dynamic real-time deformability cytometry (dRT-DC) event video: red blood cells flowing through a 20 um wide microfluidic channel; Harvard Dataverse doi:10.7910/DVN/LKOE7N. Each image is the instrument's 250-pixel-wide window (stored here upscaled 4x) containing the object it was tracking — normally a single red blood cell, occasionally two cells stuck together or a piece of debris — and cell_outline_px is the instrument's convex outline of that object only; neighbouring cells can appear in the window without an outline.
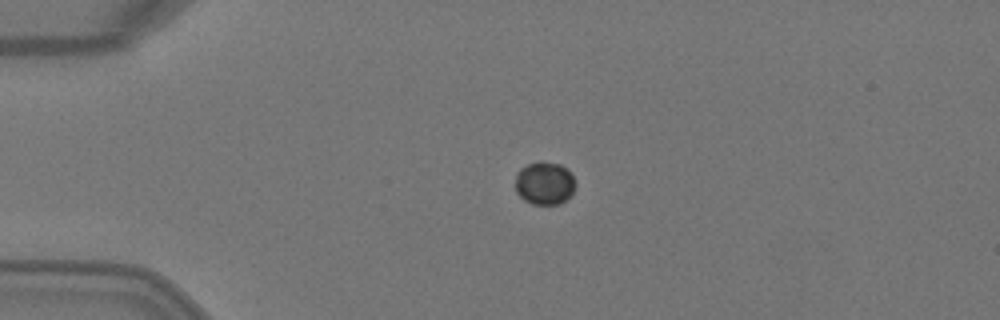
{"species": "Egyptian fruit bat (a non-hibernating species)", "species_latin": "Rousettus aegyptiacus", "temperature_condition": "warm", "stored_images_in_passage": 2, "camera_frame_rate_fps": 3000, "um_per_image_px": 0.085, "animal": {"sex": "female"}, "frame": {"image": 1, "passage_image": 1, "time_ms": 0.0, "image_size_px": [1000, 320], "cell_outline_px": [[576, 184], [572, 192], [560, 204], [532, 204], [524, 200], [516, 192], [516, 176], [520, 168], [528, 164], [540, 160], [560, 164], [572, 176]], "centroid_in_image_um": [46.26, 15.56], "position_along_channel_um": 38.7, "area_um2": 14.91}}